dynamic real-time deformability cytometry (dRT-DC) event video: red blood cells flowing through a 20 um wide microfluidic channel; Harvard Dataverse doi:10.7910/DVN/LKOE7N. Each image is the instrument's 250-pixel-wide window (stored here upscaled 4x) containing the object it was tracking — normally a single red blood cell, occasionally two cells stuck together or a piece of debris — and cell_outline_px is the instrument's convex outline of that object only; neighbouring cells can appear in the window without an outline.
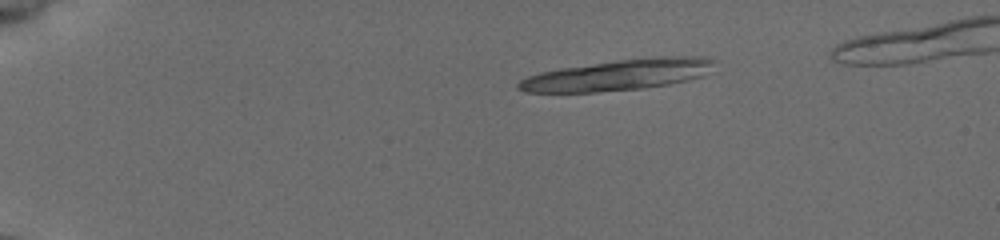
{"species": "common noctule bat (a hibernating species)", "species_latin": "Nyctalus noctula", "temperature_condition": "cold", "stored_images_in_passage": 14, "segment_of_instrument_passage": [1, 2], "camera_frame_rate_fps": 3000, "um_per_image_px": 0.085, "animal": {"sex": "female", "body_mass_g": 19.5, "forearm_length_mm": 54.1}, "frame": {"image": 1, "passage_image": 1, "time_ms": 0.0, "image_size_px": [1000, 240], "cell_outline_px": [[708, 60], [700, 76], [668, 84], [640, 88], [596, 92], [528, 92], [516, 88], [516, 84], [520, 80], [528, 76], [544, 72], [564, 68], [624, 60], [684, 56], [692, 56]], "centroid_in_image_um": [52.31, 6.41], "position_along_channel_um": 32.7, "area_um2": 33.06}}